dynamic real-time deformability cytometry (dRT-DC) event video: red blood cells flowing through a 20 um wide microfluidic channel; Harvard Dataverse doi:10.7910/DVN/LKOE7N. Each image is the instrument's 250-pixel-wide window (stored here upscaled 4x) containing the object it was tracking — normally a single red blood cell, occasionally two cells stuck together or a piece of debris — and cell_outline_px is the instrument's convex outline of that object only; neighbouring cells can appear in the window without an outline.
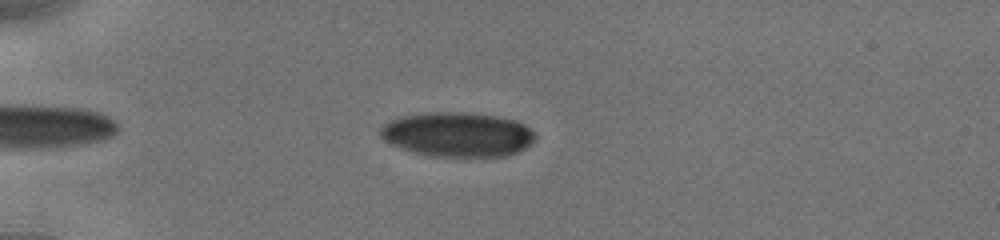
{"species": "human", "species_latin": "Homo sapiens", "temperature_condition": "cold", "stored_images_in_passage": 43, "camera_frame_rate_fps": 3000, "um_per_image_px": 0.085, "donor": {"sex": "male"}, "frame": {"image": 1, "passage_image": 6, "time_ms": 2.0, "image_size_px": [1000, 240], "cell_outline_px": [[536, 140], [532, 144], [508, 156], [432, 156], [416, 152], [392, 144], [384, 140], [380, 136], [380, 128], [384, 124], [392, 120], [404, 116], [432, 112], [460, 112], [496, 116], [516, 120], [524, 124], [536, 132]], "centroid_in_image_um": [38.95, 11.43], "position_along_channel_um": 46.0, "area_um2": 39.94}}
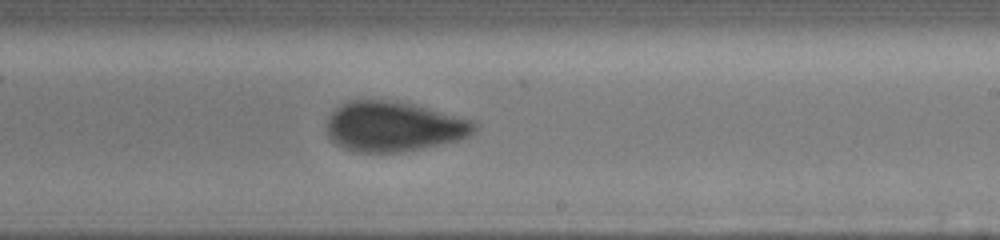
{"frame": {"image": 2, "passage_image": 24, "time_ms": 8.333, "image_size_px": [1000, 240], "cell_outline_px": [[480, 128], [476, 132], [460, 140], [400, 152], [352, 152], [336, 144], [328, 136], [324, 124], [328, 116], [340, 104], [352, 100], [384, 100], [412, 104], [476, 120], [480, 124]], "centroid_in_image_um": [33.48, 10.76], "position_along_channel_um": 255.5, "area_um2": 43.52}}
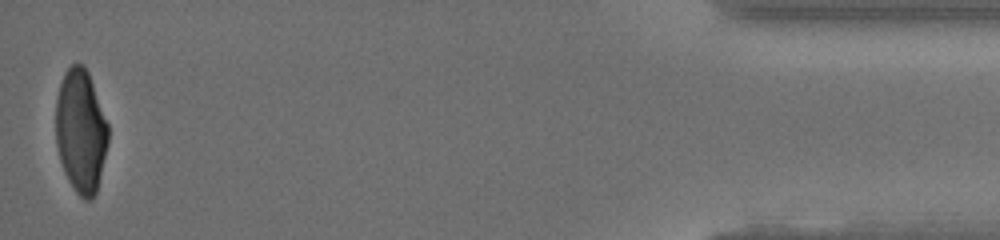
{"frame": {"image": 3, "passage_image": 43, "time_ms": 14.667, "image_size_px": [1000, 240], "cell_outline_px": [[108, 140], [96, 192], [92, 200], [84, 200], [76, 192], [68, 180], [64, 172], [60, 160], [56, 144], [56, 96], [64, 72], [76, 60], [84, 64], [88, 72], [108, 124]], "centroid_in_image_um": [6.85, 11.1], "position_along_channel_um": 428.4, "area_um2": 37.69}, "authors_computed_cell_mechanics": {"area_um2": 41.0958, "velocity_mm_per_s": 3.9062, "shape_relaxation_time_tau1_ms": 3.6569, "shape_relaxation_time_tau2_ms": 1.3457, "deformation_change_tau1": 0.1312, "deformation_change_tau2": 0.0584}}